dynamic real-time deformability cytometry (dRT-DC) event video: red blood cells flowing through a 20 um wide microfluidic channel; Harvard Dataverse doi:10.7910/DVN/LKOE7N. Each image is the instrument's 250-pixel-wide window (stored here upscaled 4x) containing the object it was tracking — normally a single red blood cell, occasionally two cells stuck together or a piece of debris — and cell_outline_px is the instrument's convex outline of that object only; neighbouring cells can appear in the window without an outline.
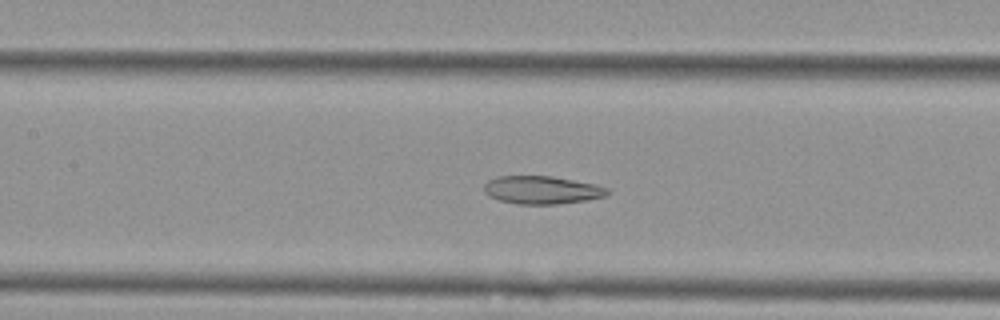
{"species": "Egyptian fruit bat (a non-hibernating species)", "species_latin": "Rousettus aegyptiacus", "temperature_condition": "cold", "stored_images_in_passage": 37, "camera_frame_rate_fps": 3000, "um_per_image_px": 0.085, "animal": {"sex": "female"}, "frame": {"image": 1, "passage_image": 17, "time_ms": 5.333, "image_size_px": [1000, 320], "cell_outline_px": [[608, 192], [604, 196], [588, 200], [556, 204], [516, 204], [500, 200], [488, 196], [484, 192], [484, 184], [488, 180], [496, 176], [552, 176], [592, 184], [608, 188]], "centroid_in_image_um": [46.0, 16.15], "position_along_channel_um": 161.4, "area_um2": 20.0}}
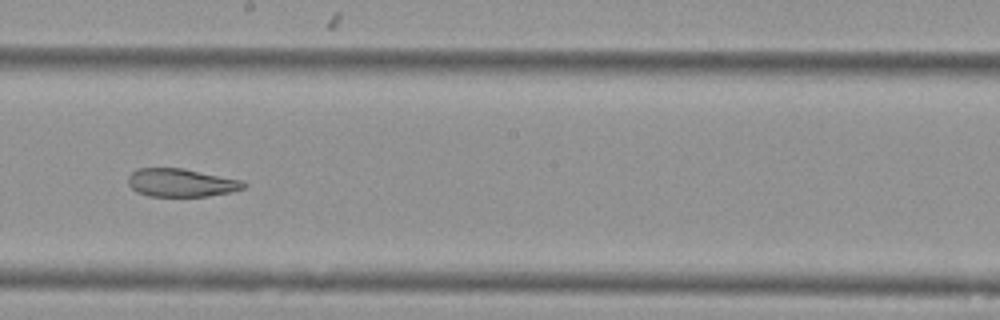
{"frame": {"image": 2, "passage_image": 23, "time_ms": 7.333, "image_size_px": [1000, 320], "cell_outline_px": [[248, 184], [244, 188], [232, 192], [208, 196], [148, 196], [136, 192], [128, 184], [128, 176], [132, 172], [140, 168], [184, 168], [244, 180]], "centroid_in_image_um": [15.44, 15.53], "position_along_channel_um": 232.8, "area_um2": 19.19}}
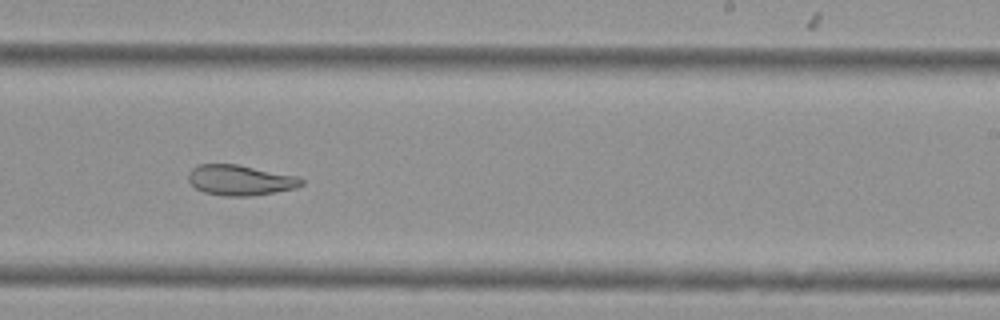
{"frame": {"image": 3, "passage_image": 26, "time_ms": 8.333, "image_size_px": [1000, 320], "cell_outline_px": [[304, 184], [296, 188], [252, 196], [224, 196], [204, 192], [196, 188], [188, 180], [188, 172], [192, 168], [200, 164], [236, 164], [296, 176], [304, 180]], "centroid_in_image_um": [20.41, 15.32], "position_along_channel_um": 268.6, "area_um2": 19.94}}